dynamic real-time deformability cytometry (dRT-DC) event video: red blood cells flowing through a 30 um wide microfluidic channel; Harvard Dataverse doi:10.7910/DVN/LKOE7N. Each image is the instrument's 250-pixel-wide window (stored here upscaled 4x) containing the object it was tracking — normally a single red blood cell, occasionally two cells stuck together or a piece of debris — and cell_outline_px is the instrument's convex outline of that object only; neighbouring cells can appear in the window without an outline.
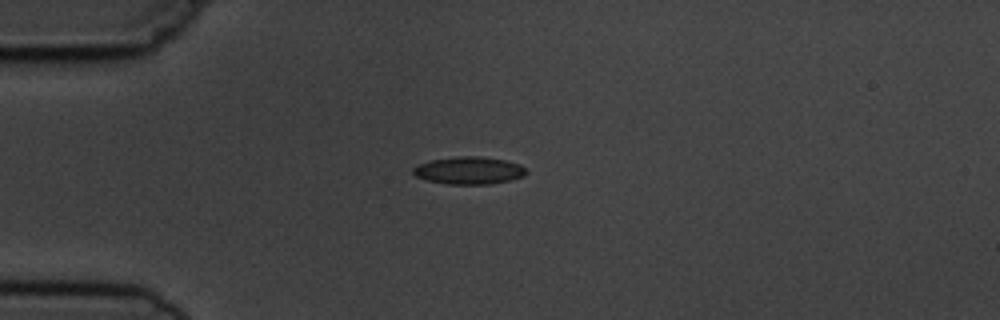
{"species": "common noctule bat (a hibernating species)", "species_latin": "Nyctalus noctula", "temperature_condition": "cold", "stored_images_in_passage": 3, "camera_frame_rate_fps": 3000, "um_per_image_px": 0.085, "animal": {"sex": "male", "body_mass_g": 19.5, "forearm_length_mm": 54.6}, "frame": {"image": 1, "passage_image": 1, "time_ms": 0.0, "image_size_px": [1000, 320], "cell_outline_px": [[528, 172], [524, 176], [512, 180], [488, 184], [448, 184], [428, 180], [416, 176], [412, 172], [412, 168], [416, 164], [428, 160], [456, 156], [480, 156], [504, 160], [520, 164]], "centroid_in_image_um": [39.84, 14.48], "position_along_channel_um": 45.2, "area_um2": 18.26}}
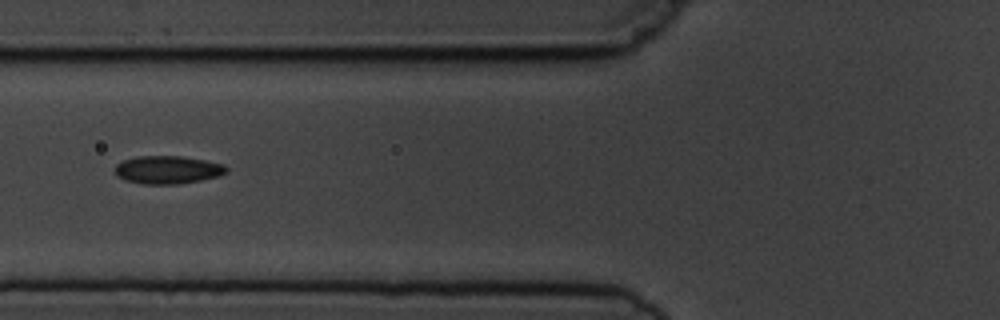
{"frame": {"image": 2, "passage_image": 3, "time_ms": 2.333, "image_size_px": [1000, 320], "cell_outline_px": [[228, 172], [220, 176], [180, 184], [144, 184], [124, 180], [116, 176], [116, 164], [124, 160], [136, 156], [180, 156], [204, 160], [224, 164], [228, 168]], "centroid_in_image_um": [14.27, 14.43], "position_along_channel_um": 111.5, "area_um2": 18.26}}